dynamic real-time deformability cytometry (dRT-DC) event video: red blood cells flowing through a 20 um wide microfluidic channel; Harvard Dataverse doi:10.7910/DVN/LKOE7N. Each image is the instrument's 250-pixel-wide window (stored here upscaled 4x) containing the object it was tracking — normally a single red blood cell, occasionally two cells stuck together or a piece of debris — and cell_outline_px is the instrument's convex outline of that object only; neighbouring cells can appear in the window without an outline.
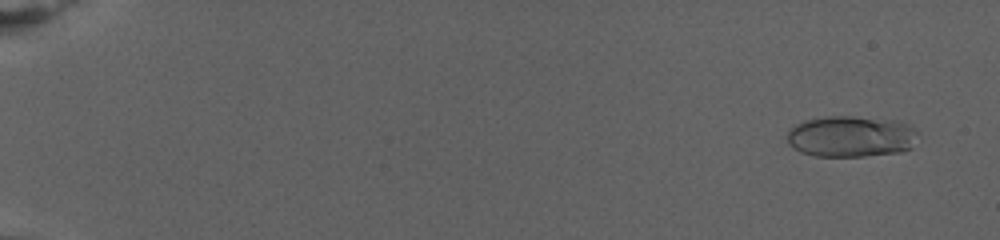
{"species": "human", "species_latin": "Homo sapiens", "temperature_condition": "warm", "stored_images_in_passage": 80, "camera_frame_rate_fps": 3000, "um_per_image_px": 0.085, "donor": {"sex": "female"}, "frame": {"image": 1, "passage_image": 5, "time_ms": 1.333, "image_size_px": [1000, 240], "cell_outline_px": [[920, 132], [912, 148], [900, 152], [864, 156], [816, 156], [800, 152], [792, 148], [788, 144], [788, 132], [796, 124], [804, 120], [828, 116], [852, 116], [896, 120], [908, 124]], "centroid_in_image_um": [72.37, 11.6], "position_along_channel_um": 12.6, "area_um2": 31.73}}
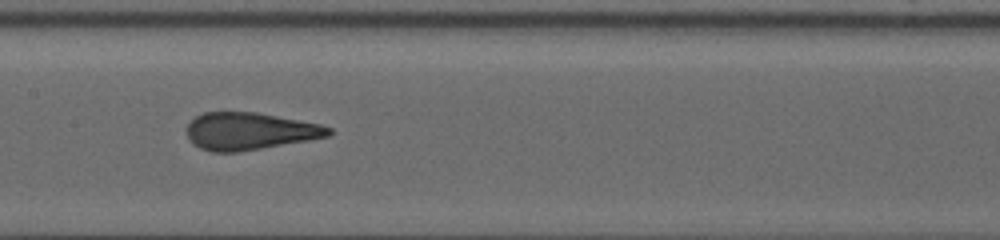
{"frame": {"image": 2, "passage_image": 44, "time_ms": 14.333, "image_size_px": [1000, 240], "cell_outline_px": [[332, 132], [328, 136], [308, 140], [236, 152], [212, 152], [200, 148], [192, 144], [188, 136], [188, 124], [196, 116], [204, 112], [256, 112], [320, 124], [332, 128]], "centroid_in_image_um": [21.2, 11.15], "position_along_channel_um": 186.2, "area_um2": 30.52}}
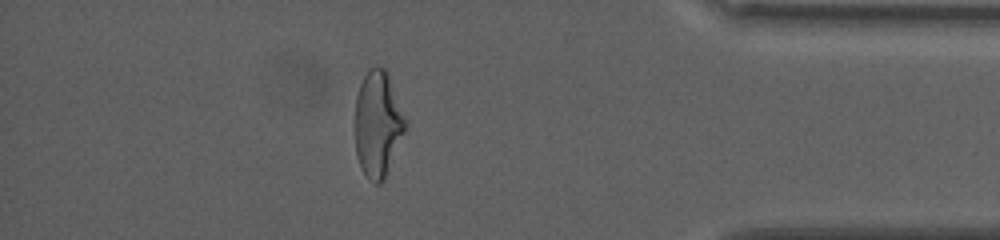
{"frame": {"image": 3, "passage_image": 71, "time_ms": 23.333, "image_size_px": [1000, 240], "cell_outline_px": [[404, 132], [384, 180], [380, 184], [376, 184], [368, 180], [360, 168], [356, 156], [356, 96], [360, 84], [368, 68], [376, 64], [384, 68], [388, 72], [404, 120]], "centroid_in_image_um": [32.07, 10.55], "position_along_channel_um": 403.1, "area_um2": 30.63}, "authors_computed_cell_mechanics": {"area_um2": 31.2698, "velocity_mm_per_s": 2.7184, "shape_relaxation_time_tau1_ms": 7.6376, "shape_relaxation_time_tau2_ms": null, "deformation_change_tau1": 0.2463, "deformation_change_tau2": null}}